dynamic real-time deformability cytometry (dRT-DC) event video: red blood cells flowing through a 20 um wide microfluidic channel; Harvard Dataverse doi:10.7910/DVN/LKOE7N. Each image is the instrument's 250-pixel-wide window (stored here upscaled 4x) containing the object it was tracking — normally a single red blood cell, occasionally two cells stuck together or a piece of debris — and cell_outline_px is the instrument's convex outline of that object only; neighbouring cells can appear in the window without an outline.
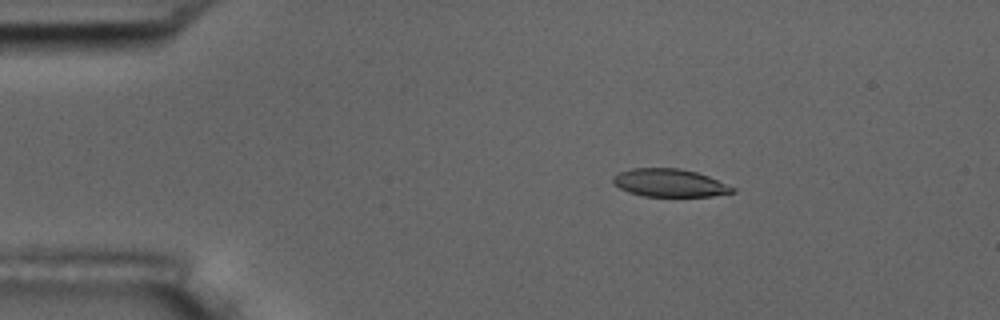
{"species": "common noctule bat (a hibernating species)", "species_latin": "Nyctalus noctula", "temperature_condition": "room temperature", "stored_images_in_passage": 47, "camera_frame_rate_fps": 3000, "um_per_image_px": 0.085, "animal": {"sex": "male", "body_mass_g": 17.5, "forearm_length_mm": 52.3}, "frame": {"image": 1, "passage_image": 1, "time_ms": 0.0, "image_size_px": [1000, 320], "cell_outline_px": [[736, 192], [712, 196], [644, 196], [628, 192], [612, 184], [612, 176], [620, 172], [632, 168], [680, 168], [696, 172], [708, 176], [736, 188]], "centroid_in_image_um": [56.9, 15.54], "position_along_channel_um": 28.1, "area_um2": 19.48}}
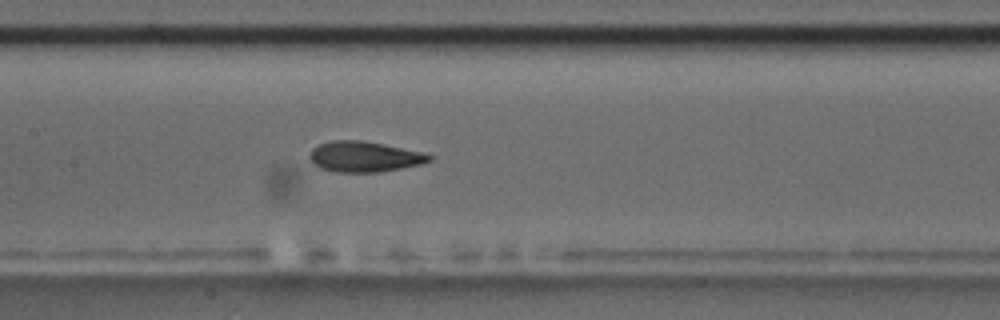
{"frame": {"image": 2, "passage_image": 18, "time_ms": 5.667, "image_size_px": [1000, 320], "cell_outline_px": [[432, 160], [420, 164], [380, 172], [340, 172], [320, 168], [312, 164], [308, 156], [312, 148], [320, 144], [332, 140], [360, 140], [384, 144], [424, 152], [432, 156]], "centroid_in_image_um": [30.94, 13.31], "position_along_channel_um": 176.5, "area_um2": 21.33}}
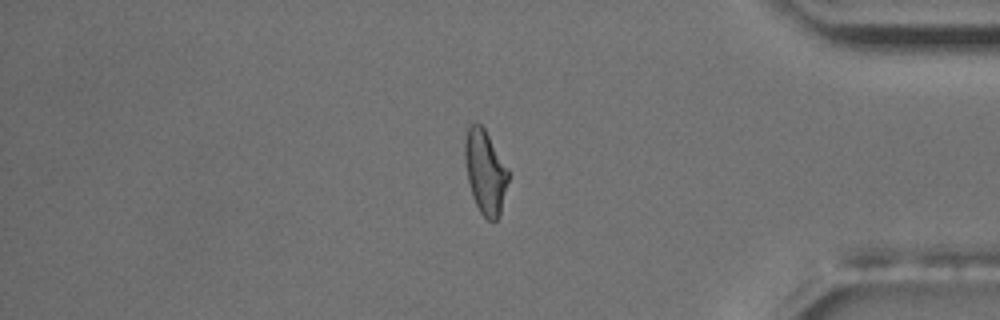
{"frame": {"image": 3, "passage_image": 38, "time_ms": 12.333, "image_size_px": [1000, 320], "cell_outline_px": [[508, 180], [500, 216], [492, 224], [480, 212], [472, 196], [468, 180], [464, 156], [464, 144], [468, 128], [472, 124], [480, 124], [484, 128], [508, 168]], "centroid_in_image_um": [41.25, 14.65], "position_along_channel_um": 394.0, "area_um2": 21.1}, "authors_computed_cell_mechanics": {"area_um2": 21.3282, "velocity_mm_per_s": 3.6649, "shape_relaxation_time_tau1_ms": 5.6063, "shape_relaxation_time_tau2_ms": 2.2622, "deformation_change_tau1": 0.1721, "deformation_change_tau2": 0.0984}}